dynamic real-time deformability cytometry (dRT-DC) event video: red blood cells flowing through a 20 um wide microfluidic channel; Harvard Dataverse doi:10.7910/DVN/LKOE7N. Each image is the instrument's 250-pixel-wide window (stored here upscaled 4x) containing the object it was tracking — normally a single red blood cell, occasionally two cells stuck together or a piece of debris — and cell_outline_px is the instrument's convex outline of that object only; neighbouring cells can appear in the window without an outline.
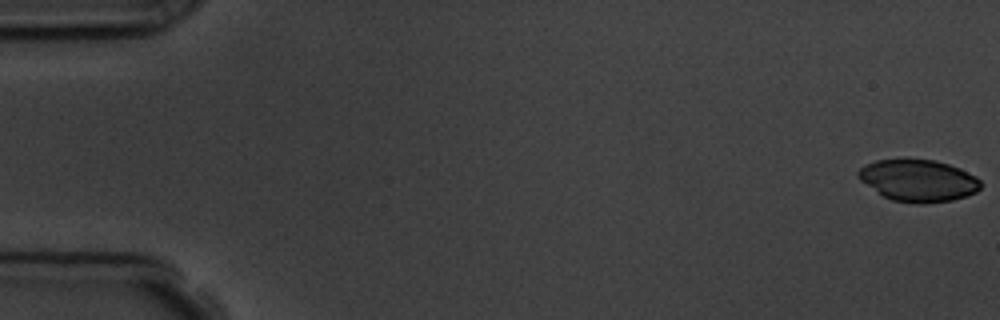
{"species": "common noctule bat (a hibernating species)", "species_latin": "Nyctalus noctula", "temperature_condition": "room temperature", "stored_images_in_passage": 7, "camera_frame_rate_fps": 3000, "um_per_image_px": 0.085, "animal": {"sex": "male", "body_mass_g": 19.5, "forearm_length_mm": 54.6}, "frame": {"image": 1, "passage_image": 1, "time_ms": 0.0, "image_size_px": [1000, 320], "cell_outline_px": [[980, 188], [976, 192], [968, 196], [952, 200], [924, 204], [920, 204], [892, 200], [884, 196], [860, 180], [856, 176], [856, 172], [864, 164], [876, 160], [904, 156], [908, 156], [936, 160], [960, 168], [976, 176], [980, 180]], "centroid_in_image_um": [78.03, 15.29], "position_along_channel_um": 7.0, "area_um2": 30.75}}